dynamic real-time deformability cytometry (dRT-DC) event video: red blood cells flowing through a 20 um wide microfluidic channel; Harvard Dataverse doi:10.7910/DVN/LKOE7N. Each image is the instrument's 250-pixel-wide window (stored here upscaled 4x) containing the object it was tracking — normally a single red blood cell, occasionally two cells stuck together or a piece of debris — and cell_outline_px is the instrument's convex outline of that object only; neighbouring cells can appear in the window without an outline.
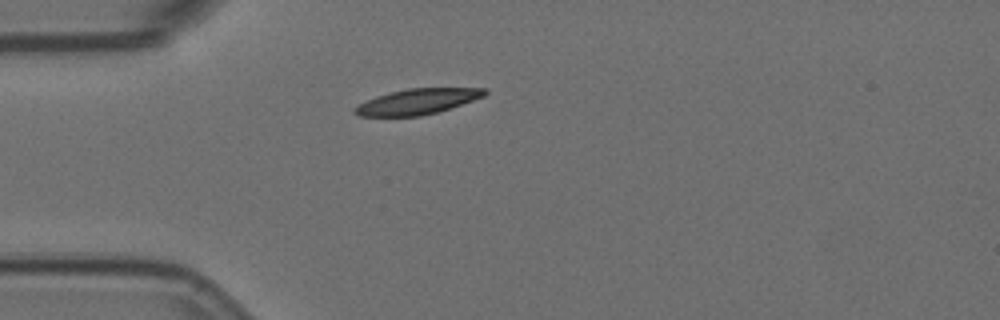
{"species": "Egyptian fruit bat (a non-hibernating species)", "species_latin": "Rousettus aegyptiacus", "temperature_condition": "room temperature", "stored_images_in_passage": 4, "camera_frame_rate_fps": 3000, "um_per_image_px": 0.085, "animal": {"sex": "female"}, "frame": {"image": 1, "passage_image": 3, "time_ms": 0.667, "image_size_px": [1000, 320], "cell_outline_px": [[488, 92], [484, 96], [436, 112], [420, 116], [360, 116], [352, 112], [352, 108], [356, 104], [376, 96], [408, 88], [484, 88]], "centroid_in_image_um": [35.39, 8.63], "position_along_channel_um": 49.6, "area_um2": 19.13}}